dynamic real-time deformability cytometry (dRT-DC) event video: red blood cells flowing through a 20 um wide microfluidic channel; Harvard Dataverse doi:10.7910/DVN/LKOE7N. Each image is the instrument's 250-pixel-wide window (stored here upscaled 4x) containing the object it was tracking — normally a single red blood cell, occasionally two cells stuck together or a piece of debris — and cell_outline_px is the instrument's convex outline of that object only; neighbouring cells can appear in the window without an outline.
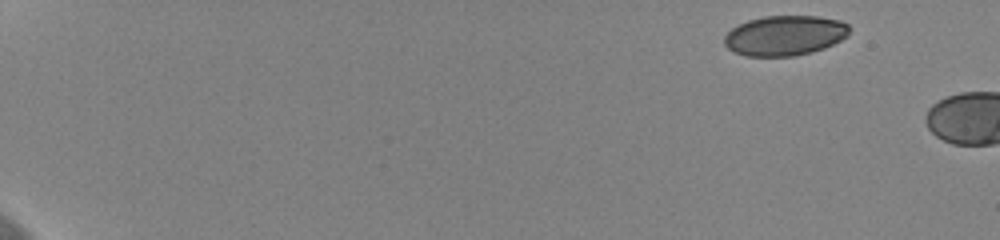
{"species": "human", "species_latin": "Homo sapiens", "temperature_condition": "cold", "stored_images_in_passage": 3, "camera_frame_rate_fps": 3000, "um_per_image_px": 0.085, "donor": {"sex": "female"}, "frame": {"image": 1, "passage_image": 1, "time_ms": 0.0, "image_size_px": [1000, 240], "cell_outline_px": [[848, 36], [824, 48], [812, 52], [792, 56], [748, 56], [736, 52], [728, 48], [724, 44], [724, 36], [732, 28], [748, 20], [764, 16], [816, 16], [840, 20], [848, 24]], "centroid_in_image_um": [66.71, 3.01], "position_along_channel_um": 18.3, "area_um2": 29.02}}